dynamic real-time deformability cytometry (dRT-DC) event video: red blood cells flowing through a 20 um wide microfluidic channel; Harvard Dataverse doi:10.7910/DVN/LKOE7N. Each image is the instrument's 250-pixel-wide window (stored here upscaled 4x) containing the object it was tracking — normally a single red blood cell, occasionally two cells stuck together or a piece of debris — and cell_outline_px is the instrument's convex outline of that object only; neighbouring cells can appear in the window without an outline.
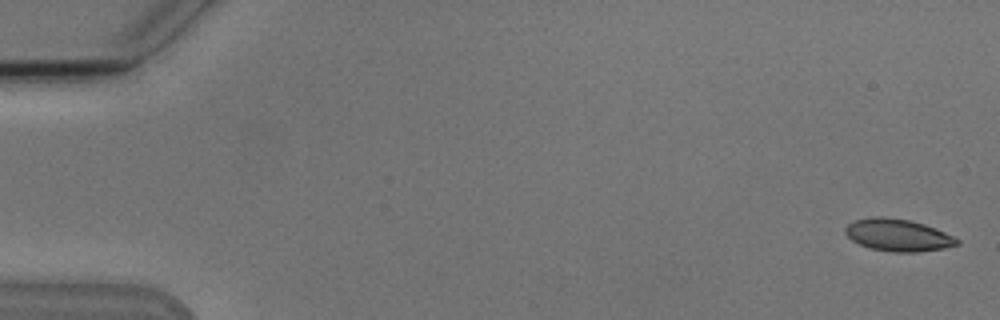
{"species": "Egyptian fruit bat (a non-hibernating species)", "species_latin": "Rousettus aegyptiacus", "temperature_condition": "cold", "stored_images_in_passage": 10, "camera_frame_rate_fps": 3000, "um_per_image_px": 0.085, "animal": {"sex": "male"}, "frame": {"image": 1, "passage_image": 1, "time_ms": 0.0, "image_size_px": [1000, 320], "cell_outline_px": [[960, 244], [944, 248], [920, 252], [892, 252], [868, 248], [852, 240], [844, 232], [844, 228], [852, 220], [872, 216], [884, 216], [908, 220], [924, 224], [936, 228], [960, 240]], "centroid_in_image_um": [76.3, 19.98], "position_along_channel_um": 8.7, "area_um2": 21.15}}
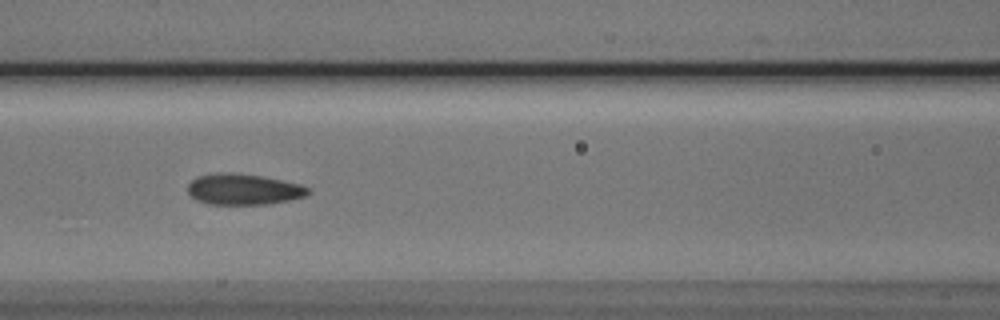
{"frame": {"image": 2, "passage_image": 7, "time_ms": 7.667, "image_size_px": [1000, 320], "cell_outline_px": [[312, 188], [304, 196], [288, 200], [268, 204], [208, 204], [196, 200], [188, 192], [188, 184], [196, 176], [216, 172], [232, 172], [260, 176], [300, 184]], "centroid_in_image_um": [20.66, 16.08], "position_along_channel_um": 145.9, "area_um2": 21.68}}
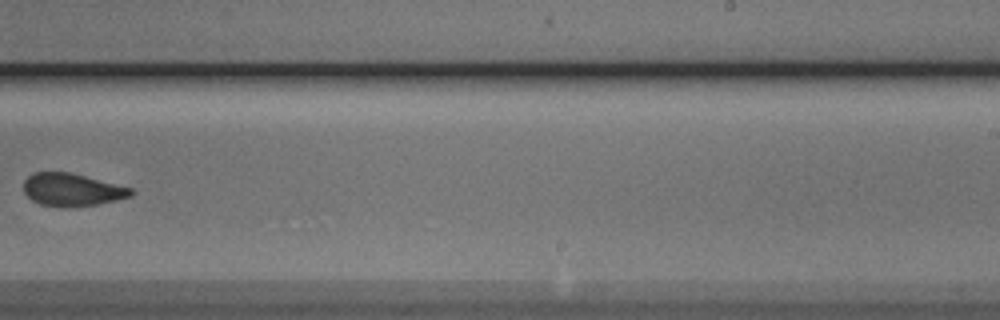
{"frame": {"image": 3, "passage_image": 10, "time_ms": 11.333, "image_size_px": [1000, 320], "cell_outline_px": [[136, 192], [132, 196], [116, 200], [96, 204], [64, 208], [40, 204], [32, 200], [24, 192], [24, 180], [32, 172], [68, 172], [132, 188]], "centroid_in_image_um": [6.11, 16.13], "position_along_channel_um": 282.9, "area_um2": 20.4}}